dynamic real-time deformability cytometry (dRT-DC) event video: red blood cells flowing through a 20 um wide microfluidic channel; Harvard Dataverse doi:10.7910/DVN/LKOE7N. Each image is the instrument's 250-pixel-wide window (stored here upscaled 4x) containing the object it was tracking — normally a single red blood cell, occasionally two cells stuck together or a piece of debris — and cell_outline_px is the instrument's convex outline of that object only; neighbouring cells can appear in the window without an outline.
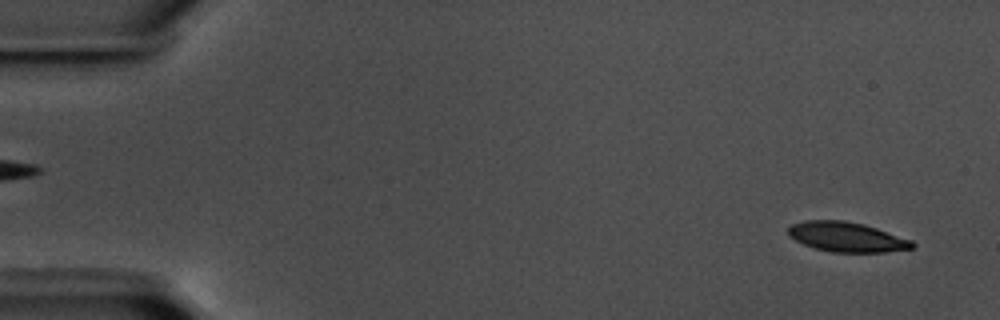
{"species": "common noctule bat (a hibernating species)", "species_latin": "Nyctalus noctula", "temperature_condition": "warm", "stored_images_in_passage": 18, "camera_frame_rate_fps": 3000, "um_per_image_px": 0.085, "animal": {"sex": "male", "body_mass_g": 17.5, "forearm_length_mm": 52.3}, "frame": {"image": 1, "passage_image": 3, "time_ms": 0.667, "image_size_px": [1000, 320], "cell_outline_px": [[916, 244], [912, 248], [884, 252], [832, 252], [816, 248], [804, 244], [788, 236], [788, 228], [792, 224], [804, 220], [844, 220], [864, 224], [912, 240]], "centroid_in_image_um": [71.96, 20.13], "position_along_channel_um": 13.0, "area_um2": 21.44}}
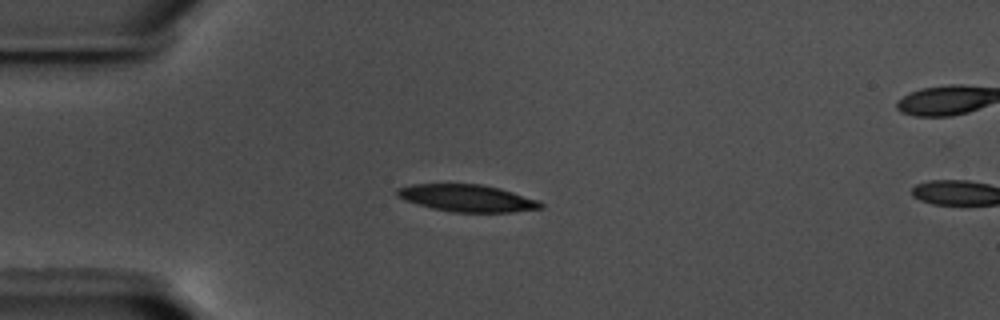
{"frame": {"image": 2, "passage_image": 15, "time_ms": 4.667, "image_size_px": [1000, 320], "cell_outline_px": [[544, 208], [512, 212], [452, 212], [432, 208], [404, 200], [396, 196], [396, 188], [412, 184], [480, 184], [500, 188], [540, 200], [544, 204]], "centroid_in_image_um": [39.73, 16.84], "position_along_channel_um": 45.3, "area_um2": 22.83}}